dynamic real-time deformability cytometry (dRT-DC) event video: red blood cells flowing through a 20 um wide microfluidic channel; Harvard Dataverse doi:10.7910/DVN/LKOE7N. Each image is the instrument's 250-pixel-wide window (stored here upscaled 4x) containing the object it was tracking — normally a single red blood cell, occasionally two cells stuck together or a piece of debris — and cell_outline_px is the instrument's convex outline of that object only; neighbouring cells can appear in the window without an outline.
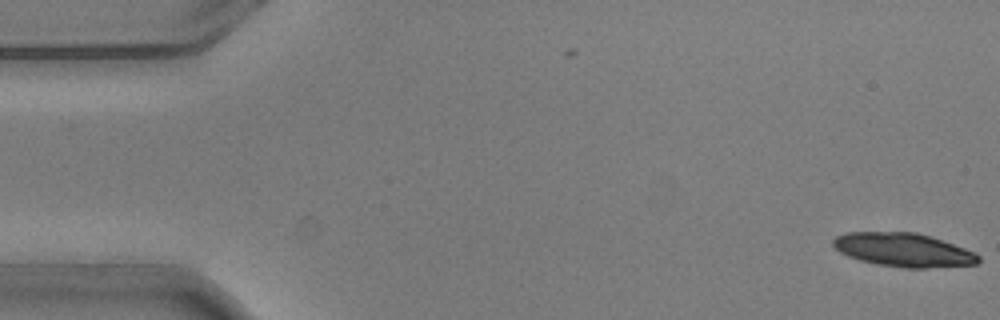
{"species": "common noctule bat (a hibernating species)", "species_latin": "Nyctalus noctula", "temperature_condition": "warm", "stored_images_in_passage": 5, "camera_frame_rate_fps": 3000, "um_per_image_px": 0.085, "animal": {"sex": "male", "body_mass_g": 20.5, "forearm_length_mm": 52.5}, "frame": {"image": 1, "passage_image": 1, "time_ms": 0.0, "image_size_px": [1000, 320], "cell_outline_px": [[980, 260], [976, 264], [924, 268], [904, 268], [876, 264], [860, 260], [848, 256], [840, 252], [832, 244], [832, 240], [836, 236], [848, 232], [916, 232], [976, 252], [980, 256]], "centroid_in_image_um": [76.77, 21.24], "position_along_channel_um": 8.2, "area_um2": 28.32}}